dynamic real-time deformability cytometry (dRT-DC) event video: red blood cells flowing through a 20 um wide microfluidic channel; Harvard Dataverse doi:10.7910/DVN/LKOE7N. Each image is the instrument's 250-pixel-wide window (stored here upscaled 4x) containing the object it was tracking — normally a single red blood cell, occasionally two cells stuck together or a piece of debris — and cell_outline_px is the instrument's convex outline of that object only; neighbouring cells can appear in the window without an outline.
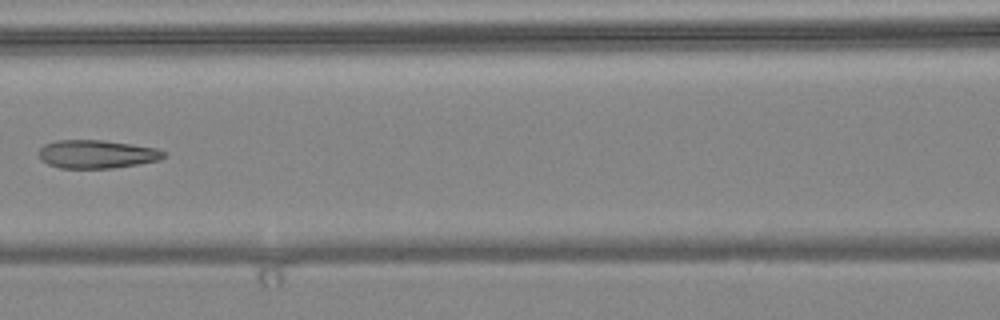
{"species": "common noctule bat (a hibernating species)", "species_latin": "Nyctalus noctula", "temperature_condition": "warm", "stored_images_in_passage": 8, "camera_frame_rate_fps": 3000, "um_per_image_px": 0.085, "animal": {"sex": "female", "body_mass_g": 24.6, "forearm_length_mm": 56.2}, "frame": {"image": 1, "passage_image": 7, "time_ms": 2.0, "image_size_px": [1000, 320], "cell_outline_px": [[164, 156], [160, 160], [112, 168], [60, 168], [48, 164], [40, 160], [40, 148], [44, 144], [56, 140], [104, 140], [132, 144], [156, 148], [164, 152]], "centroid_in_image_um": [8.2, 13.1], "position_along_channel_um": 158.4, "area_um2": 20.52}}
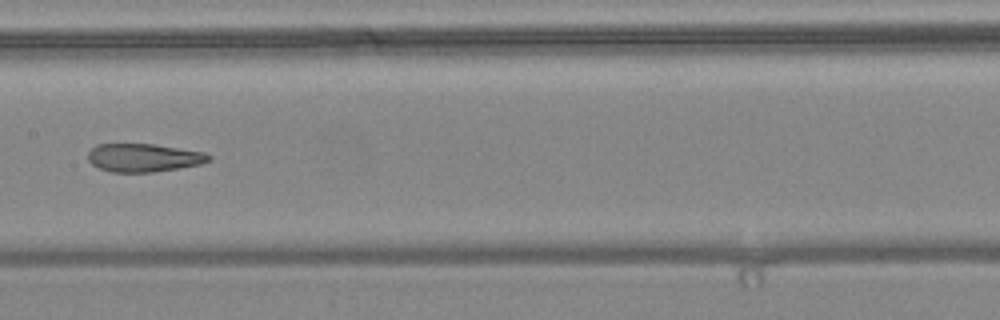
{"frame": {"image": 2, "passage_image": 8, "time_ms": 2.333, "image_size_px": [1000, 320], "cell_outline_px": [[212, 160], [200, 164], [152, 172], [112, 172], [100, 168], [92, 164], [88, 160], [88, 152], [96, 144], [152, 144], [204, 152], [212, 156]], "centroid_in_image_um": [12.2, 13.4], "position_along_channel_um": 195.2, "area_um2": 19.71}}